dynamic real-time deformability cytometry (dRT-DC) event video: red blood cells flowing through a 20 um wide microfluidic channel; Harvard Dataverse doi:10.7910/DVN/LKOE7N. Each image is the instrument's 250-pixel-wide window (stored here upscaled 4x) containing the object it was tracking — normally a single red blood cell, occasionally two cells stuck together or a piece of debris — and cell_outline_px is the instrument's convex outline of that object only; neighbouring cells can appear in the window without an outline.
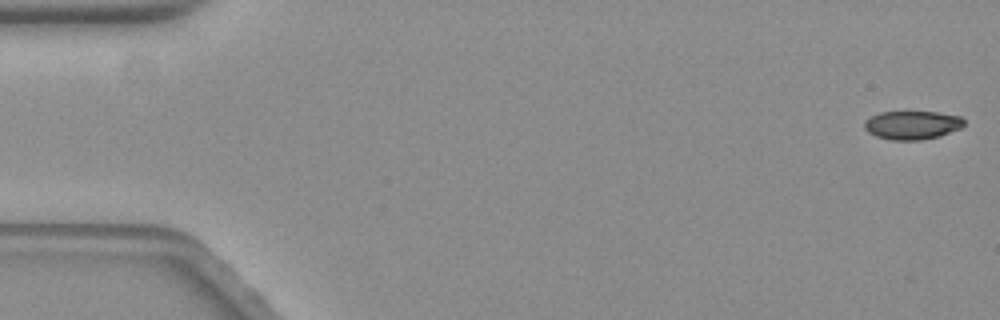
{"species": "common noctule bat (a hibernating species)", "species_latin": "Nyctalus noctula", "temperature_condition": "warm", "stored_images_in_passage": 21, "camera_frame_rate_fps": 3000, "um_per_image_px": 0.085, "animal": {"sex": "female", "body_mass_g": 19.3, "forearm_length_mm": 54.1}, "frame": {"image": 1, "passage_image": 1, "time_ms": 0.0, "image_size_px": [1000, 320], "cell_outline_px": [[964, 124], [960, 128], [940, 136], [920, 140], [892, 140], [876, 136], [868, 132], [864, 128], [864, 124], [872, 116], [880, 112], [936, 112], [960, 116], [964, 120]], "centroid_in_image_um": [77.55, 10.63], "position_along_channel_um": 7.5, "area_um2": 16.42}}
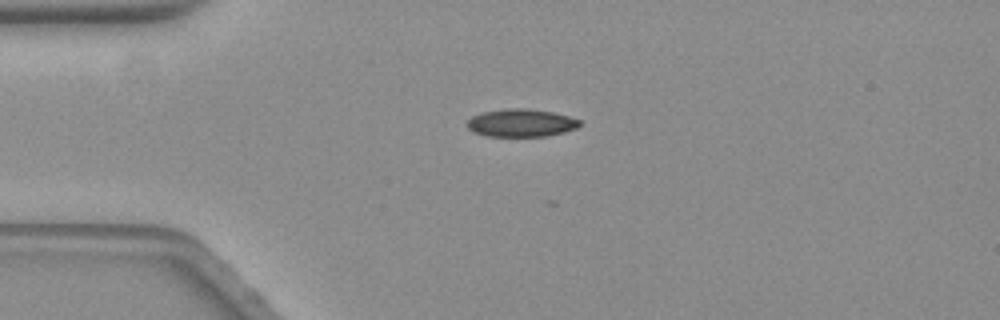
{"frame": {"image": 2, "passage_image": 14, "time_ms": 4.333, "image_size_px": [1000, 320], "cell_outline_px": [[580, 124], [576, 128], [564, 132], [544, 136], [488, 136], [476, 132], [468, 128], [468, 120], [472, 116], [484, 112], [508, 108], [524, 108], [552, 112], [568, 116], [580, 120]], "centroid_in_image_um": [44.3, 10.44], "position_along_channel_um": 40.7, "area_um2": 17.92}}
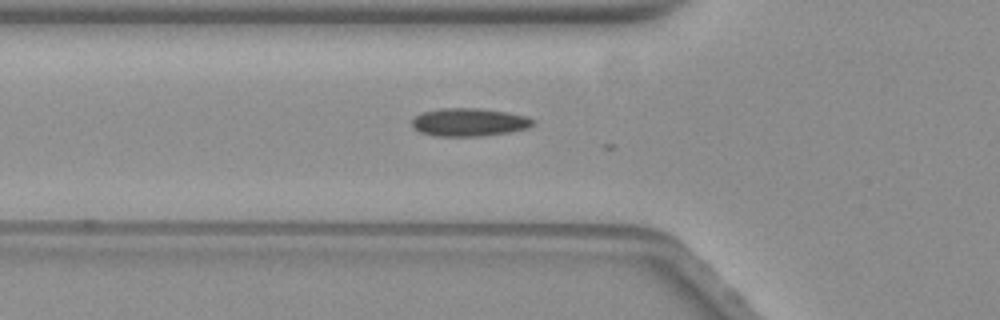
{"frame": {"image": 3, "passage_image": 20, "time_ms": 6.333, "image_size_px": [1000, 320], "cell_outline_px": [[536, 120], [528, 128], [508, 132], [480, 136], [436, 136], [420, 132], [412, 128], [412, 120], [416, 116], [424, 112], [440, 108], [480, 108], [508, 112], [528, 116]], "centroid_in_image_um": [39.89, 10.38], "position_along_channel_um": 85.9, "area_um2": 19.83}}